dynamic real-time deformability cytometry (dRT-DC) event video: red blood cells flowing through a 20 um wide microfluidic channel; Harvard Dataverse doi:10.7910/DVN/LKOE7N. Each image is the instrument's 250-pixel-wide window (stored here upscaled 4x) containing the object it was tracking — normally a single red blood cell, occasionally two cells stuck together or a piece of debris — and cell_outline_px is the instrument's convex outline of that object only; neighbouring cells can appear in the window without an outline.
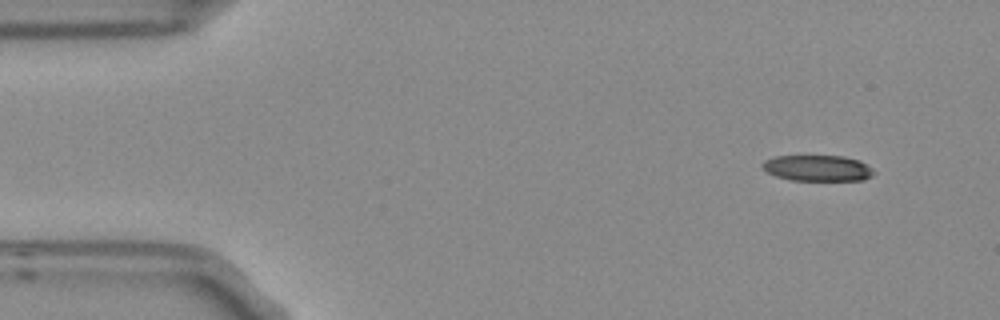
{"species": "Egyptian fruit bat (a non-hibernating species)", "species_latin": "Rousettus aegyptiacus", "temperature_condition": "room temperature", "stored_images_in_passage": 5, "segment_of_instrument_passage": [1, 2], "camera_frame_rate_fps": 3000, "um_per_image_px": 0.085, "frame": {"image": 1, "passage_image": 1, "time_ms": 0.0, "image_size_px": [1000, 320], "cell_outline_px": [[876, 172], [872, 176], [864, 180], [788, 180], [776, 176], [768, 172], [760, 164], [764, 160], [772, 156], [844, 156], [860, 160], [868, 164]], "centroid_in_image_um": [69.52, 14.28], "position_along_channel_um": 15.5, "area_um2": 17.05}}
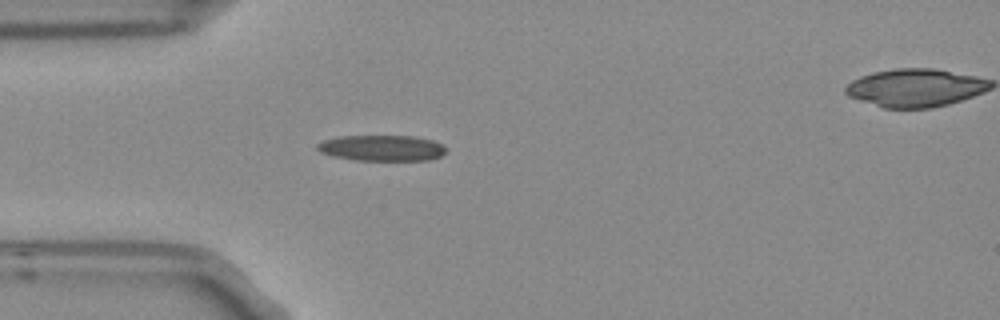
{"frame": {"image": 2, "passage_image": 4, "time_ms": 1.0, "image_size_px": [1000, 320], "cell_outline_px": [[444, 152], [440, 156], [428, 160], [356, 160], [332, 156], [320, 152], [316, 148], [316, 144], [324, 140], [340, 136], [412, 136], [432, 140], [444, 144]], "centroid_in_image_um": [32.43, 12.58], "position_along_channel_um": 52.6, "area_um2": 19.31}}